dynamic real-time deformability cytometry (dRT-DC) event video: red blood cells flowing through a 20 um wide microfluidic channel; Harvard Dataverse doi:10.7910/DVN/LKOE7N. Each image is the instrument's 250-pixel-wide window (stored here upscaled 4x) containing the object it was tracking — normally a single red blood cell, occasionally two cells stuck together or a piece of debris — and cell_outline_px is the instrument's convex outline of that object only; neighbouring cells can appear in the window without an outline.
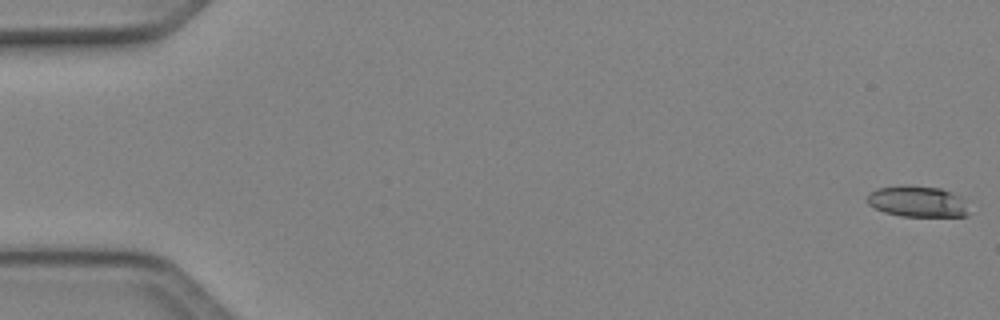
{"species": "Egyptian fruit bat (a non-hibernating species)", "species_latin": "Rousettus aegyptiacus", "temperature_condition": "cold", "stored_images_in_passage": 50, "camera_frame_rate_fps": 3000, "um_per_image_px": 0.085, "animal": {"sex": "female"}, "frame": {"image": 1, "passage_image": 1, "time_ms": 0.0, "image_size_px": [1000, 320], "cell_outline_px": [[968, 216], [900, 216], [884, 212], [868, 204], [868, 192], [876, 188], [940, 188], [952, 192], [960, 196], [964, 200], [968, 212]], "centroid_in_image_um": [78.01, 17.17], "position_along_channel_um": 7.0, "area_um2": 17.63}}
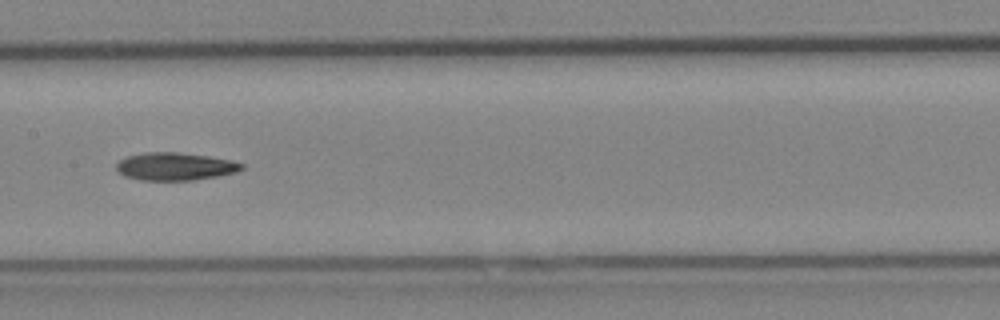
{"frame": {"image": 2, "passage_image": 26, "time_ms": 8.333, "image_size_px": [1000, 320], "cell_outline_px": [[244, 168], [236, 172], [220, 176], [192, 180], [140, 180], [124, 176], [116, 168], [116, 164], [120, 160], [128, 156], [144, 152], [176, 152], [208, 156], [232, 160], [244, 164]], "centroid_in_image_um": [14.9, 14.15], "position_along_channel_um": 192.5, "area_um2": 20.29}}
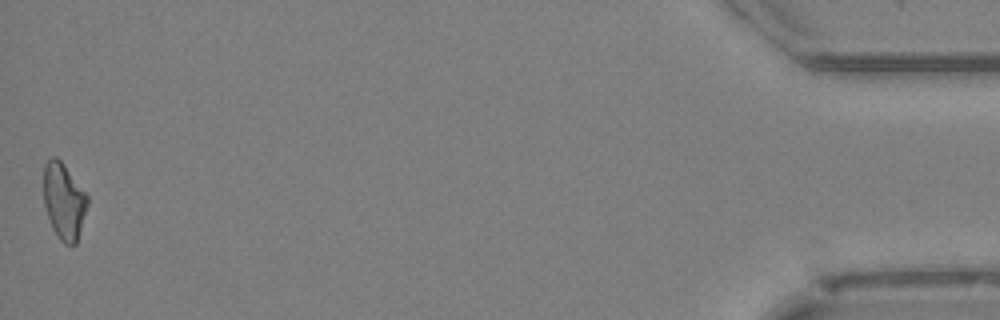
{"frame": {"image": 3, "passage_image": 50, "time_ms": 16.333, "image_size_px": [1000, 320], "cell_outline_px": [[88, 204], [76, 244], [64, 244], [60, 240], [52, 228], [44, 204], [44, 164], [52, 156], [56, 156], [64, 164], [88, 196]], "centroid_in_image_um": [5.43, 17.09], "position_along_channel_um": 429.8, "area_um2": 19.36}, "authors_computed_cell_mechanics": {"area_um2": 19.7387, "velocity_mm_per_s": 4.1301, "shape_relaxation_time_tau1_ms": null, "shape_relaxation_time_tau2_ms": 6.2842, "deformation_change_tau1": null, "deformation_change_tau2": 0.1647}}